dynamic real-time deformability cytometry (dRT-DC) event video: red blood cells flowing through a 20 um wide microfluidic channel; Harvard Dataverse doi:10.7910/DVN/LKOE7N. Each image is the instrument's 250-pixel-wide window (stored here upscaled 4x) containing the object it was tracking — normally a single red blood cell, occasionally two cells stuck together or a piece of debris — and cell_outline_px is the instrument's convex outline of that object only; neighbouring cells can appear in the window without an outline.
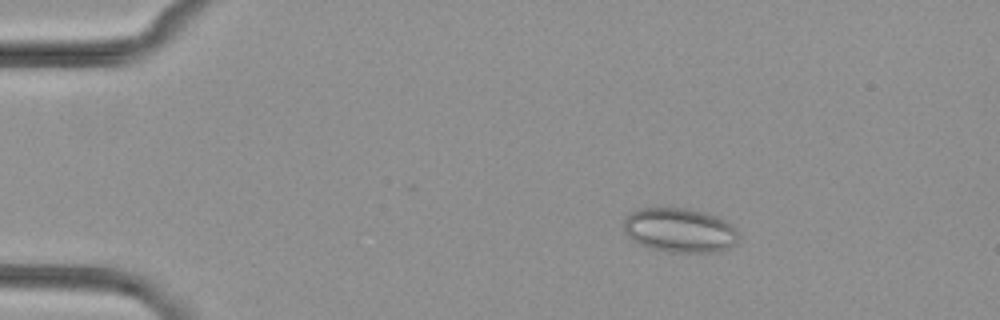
{"species": "common noctule bat (a hibernating species)", "species_latin": "Nyctalus noctula", "temperature_condition": "cold", "stored_images_in_passage": 3, "camera_frame_rate_fps": 3000, "um_per_image_px": 0.085, "animal": {"sex": "female", "body_mass_g": 29.2, "forearm_length_mm": 56.3}, "frame": {"image": 1, "passage_image": 2, "time_ms": 1.0, "image_size_px": [1000, 320], "cell_outline_px": [[740, 236], [728, 248], [720, 252], [668, 252], [652, 248], [640, 244], [632, 240], [624, 232], [624, 220], [628, 212], [640, 208], [688, 208], [716, 216], [724, 220], [736, 228]], "centroid_in_image_um": [57.75, 19.57], "position_along_channel_um": 27.2, "area_um2": 29.77}}